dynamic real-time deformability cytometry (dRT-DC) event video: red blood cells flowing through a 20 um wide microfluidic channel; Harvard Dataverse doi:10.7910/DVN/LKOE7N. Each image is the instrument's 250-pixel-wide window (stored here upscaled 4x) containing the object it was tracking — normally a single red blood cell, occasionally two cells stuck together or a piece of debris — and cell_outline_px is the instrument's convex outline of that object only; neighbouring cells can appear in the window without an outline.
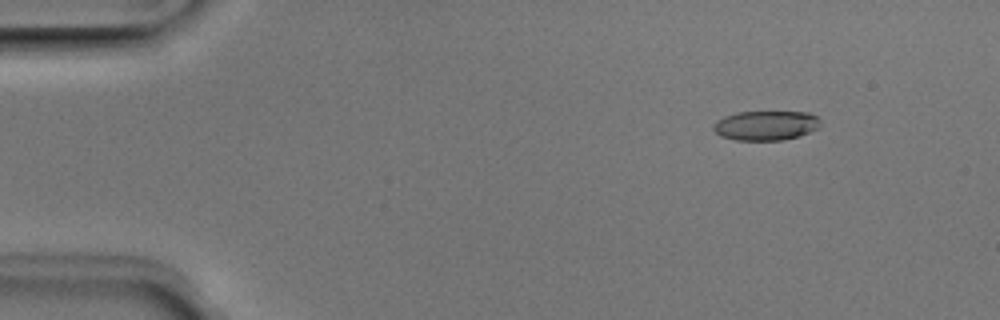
{"species": "Egyptian fruit bat (a non-hibernating species)", "species_latin": "Rousettus aegyptiacus", "temperature_condition": "room temperature", "stored_images_in_passage": 52, "camera_frame_rate_fps": 3000, "um_per_image_px": 0.085, "animal": {"sex": "male"}, "frame": {"image": 1, "passage_image": 7, "time_ms": 2.0, "image_size_px": [1000, 320], "cell_outline_px": [[820, 128], [784, 140], [736, 140], [720, 136], [712, 128], [712, 124], [716, 120], [724, 116], [736, 112], [808, 112], [816, 116], [820, 120]], "centroid_in_image_um": [65.07, 10.66], "position_along_channel_um": 19.9, "area_um2": 18.5}}
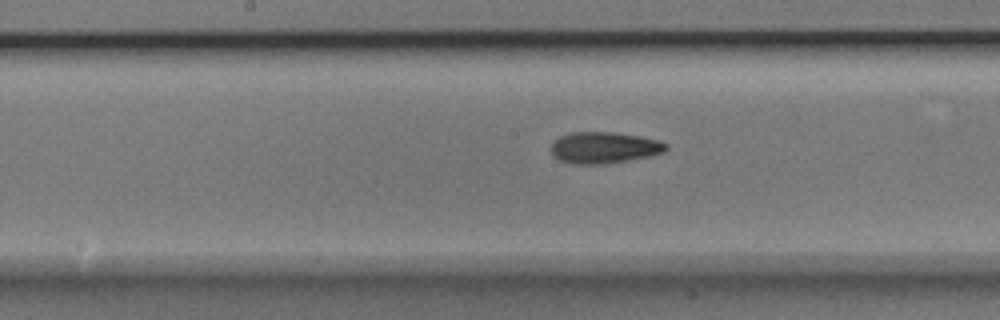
{"frame": {"image": 2, "passage_image": 27, "time_ms": 8.667, "image_size_px": [1000, 320], "cell_outline_px": [[668, 148], [664, 152], [652, 156], [604, 164], [572, 164], [560, 160], [552, 156], [552, 144], [560, 136], [572, 132], [616, 132], [640, 136], [660, 140], [668, 144]], "centroid_in_image_um": [51.39, 12.55], "position_along_channel_um": 196.8, "area_um2": 21.21}}
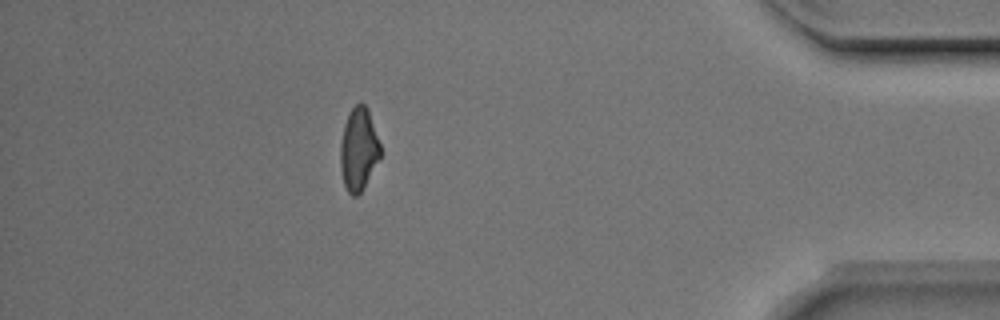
{"frame": {"image": 3, "passage_image": 46, "time_ms": 15.0, "image_size_px": [1000, 320], "cell_outline_px": [[380, 156], [360, 192], [356, 196], [352, 196], [348, 192], [344, 184], [340, 168], [340, 144], [344, 124], [352, 108], [360, 100], [368, 108], [380, 144]], "centroid_in_image_um": [30.46, 12.65], "position_along_channel_um": 404.7, "area_um2": 19.02}, "authors_computed_cell_mechanics": {"area_um2": 19.941, "velocity_mm_per_s": 4.0039, "shape_relaxation_time_tau1_ms": 4.7864, "shape_relaxation_time_tau2_ms": 3.5103, "deformation_change_tau1": 0.1878, "deformation_change_tau2": 0.1156}}